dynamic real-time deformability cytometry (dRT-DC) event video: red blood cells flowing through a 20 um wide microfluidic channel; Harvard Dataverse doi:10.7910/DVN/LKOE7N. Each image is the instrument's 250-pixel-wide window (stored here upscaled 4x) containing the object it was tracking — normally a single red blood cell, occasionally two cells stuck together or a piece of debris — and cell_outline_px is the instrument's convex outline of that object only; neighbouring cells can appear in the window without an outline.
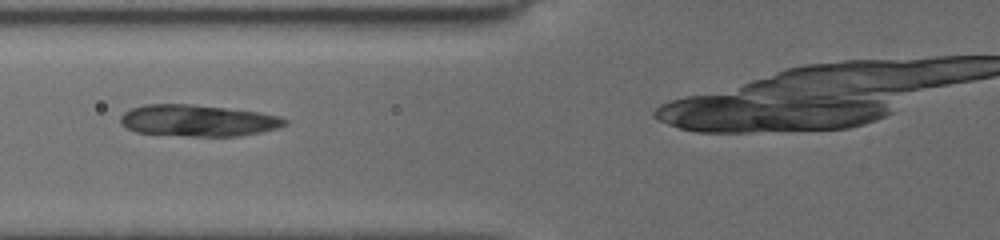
{"species": "common noctule bat (a hibernating species)", "species_latin": "Nyctalus noctula", "temperature_condition": "cold", "stored_images_in_passage": 17, "camera_frame_rate_fps": 3000, "um_per_image_px": 0.085, "animal": {"sex": "female", "body_mass_g": 19.5, "forearm_length_mm": 54.1}, "frame": {"image": 1, "passage_image": 7, "time_ms": 3.333, "image_size_px": [1000, 240], "cell_outline_px": [[288, 124], [276, 128], [260, 132], [240, 136], [188, 136], [136, 132], [128, 128], [120, 120], [120, 116], [124, 112], [132, 108], [148, 104], [192, 104], [260, 112], [280, 116], [288, 120]], "centroid_in_image_um": [16.86, 10.24], "position_along_channel_um": 108.9, "area_um2": 30.11}}
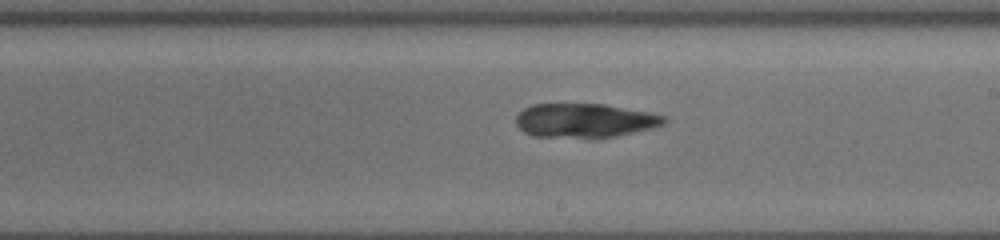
{"frame": {"image": 2, "passage_image": 13, "time_ms": 6.667, "image_size_px": [1000, 240], "cell_outline_px": [[668, 120], [664, 124], [652, 128], [616, 136], [532, 136], [524, 132], [516, 124], [516, 116], [524, 108], [532, 104], [604, 104], [648, 112], [668, 116]], "centroid_in_image_um": [49.72, 10.22], "position_along_channel_um": 239.3, "area_um2": 28.96}}
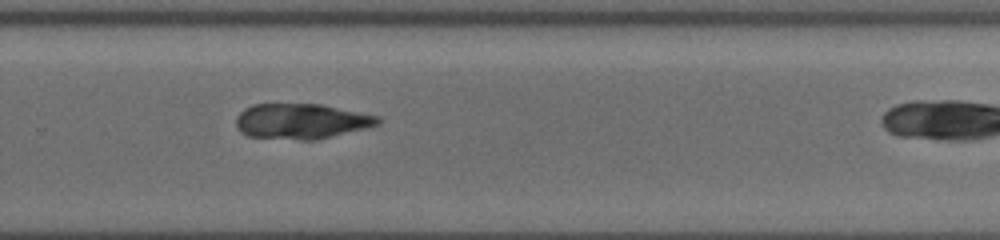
{"frame": {"image": 3, "passage_image": 16, "time_ms": 8.333, "image_size_px": [1000, 240], "cell_outline_px": [[380, 124], [316, 140], [300, 140], [248, 136], [240, 132], [236, 128], [236, 116], [244, 108], [252, 104], [320, 104], [380, 116]], "centroid_in_image_um": [25.57, 10.3], "position_along_channel_um": 304.2, "area_um2": 29.19}}